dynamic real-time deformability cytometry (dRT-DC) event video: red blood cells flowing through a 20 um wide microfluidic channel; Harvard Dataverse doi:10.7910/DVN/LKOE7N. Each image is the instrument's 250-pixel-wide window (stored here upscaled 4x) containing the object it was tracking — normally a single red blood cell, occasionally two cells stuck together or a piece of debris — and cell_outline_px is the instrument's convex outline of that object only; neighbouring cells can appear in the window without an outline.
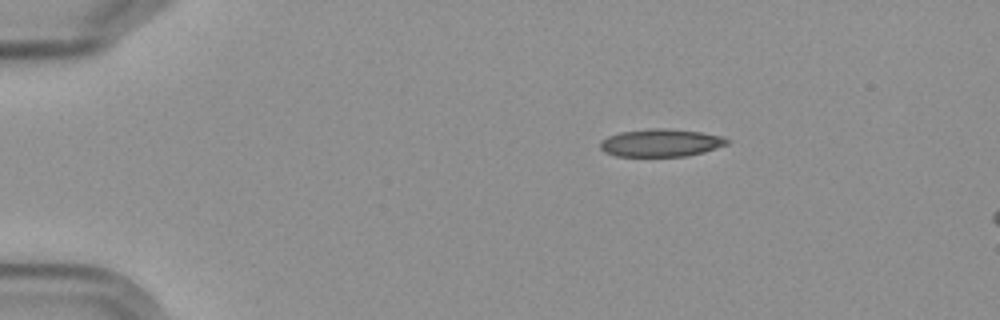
{"species": "Egyptian fruit bat (a non-hibernating species)", "species_latin": "Rousettus aegyptiacus", "temperature_condition": "cold", "stored_images_in_passage": 4, "camera_frame_rate_fps": 3000, "um_per_image_px": 0.085, "frame": {"image": 1, "passage_image": 1, "time_ms": 0.0, "image_size_px": [1000, 320], "cell_outline_px": [[732, 140], [728, 144], [704, 152], [688, 156], [616, 156], [604, 152], [600, 148], [600, 140], [608, 136], [620, 132], [652, 128], [664, 128], [700, 132], [724, 136]], "centroid_in_image_um": [56.19, 12.14], "position_along_channel_um": 28.8, "area_um2": 20.63}}